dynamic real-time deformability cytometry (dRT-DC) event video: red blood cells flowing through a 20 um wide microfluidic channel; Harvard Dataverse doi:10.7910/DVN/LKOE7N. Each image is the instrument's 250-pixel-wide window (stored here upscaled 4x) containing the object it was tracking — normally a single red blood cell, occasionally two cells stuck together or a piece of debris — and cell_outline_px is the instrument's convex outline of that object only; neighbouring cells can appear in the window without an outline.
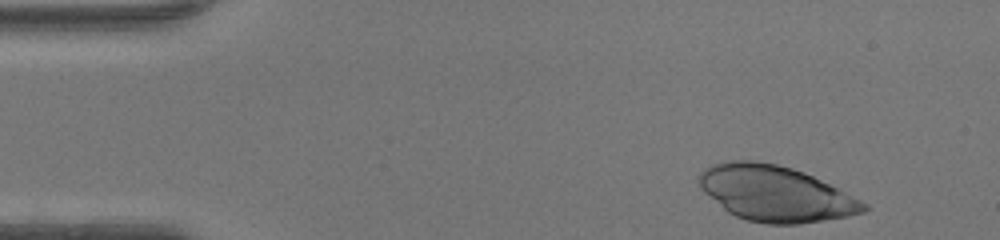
{"species": "human", "species_latin": "Homo sapiens", "temperature_condition": "warm", "stored_images_in_passage": 37, "camera_frame_rate_fps": 3000, "um_per_image_px": 0.085, "donor": {"sex": "female"}, "frame": {"image": 1, "passage_image": 1, "time_ms": 0.0, "image_size_px": [1000, 240], "cell_outline_px": [[872, 208], [864, 212], [848, 216], [800, 224], [768, 224], [748, 220], [736, 216], [728, 212], [704, 192], [700, 188], [700, 172], [704, 168], [712, 164], [724, 160], [752, 160], [776, 164], [792, 168], [804, 172], [868, 204]], "centroid_in_image_um": [65.9, 16.45], "position_along_channel_um": 19.1, "area_um2": 53.0}}